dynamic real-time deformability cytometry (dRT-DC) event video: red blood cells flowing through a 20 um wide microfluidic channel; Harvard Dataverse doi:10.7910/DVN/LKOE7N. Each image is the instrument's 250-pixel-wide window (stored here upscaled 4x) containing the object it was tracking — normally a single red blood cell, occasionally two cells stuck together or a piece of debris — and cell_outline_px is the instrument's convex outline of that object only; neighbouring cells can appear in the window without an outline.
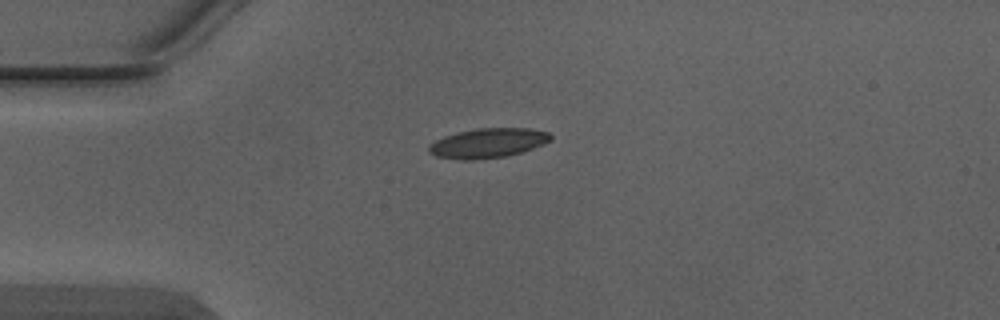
{"species": "Egyptian fruit bat (a non-hibernating species)", "species_latin": "Rousettus aegyptiacus", "temperature_condition": "warm", "stored_images_in_passage": 4, "camera_frame_rate_fps": 3000, "um_per_image_px": 0.085, "animal": {"sex": "male"}, "frame": {"image": 1, "passage_image": 4, "time_ms": 1.0, "image_size_px": [1000, 320], "cell_outline_px": [[552, 140], [544, 144], [508, 156], [472, 160], [460, 160], [436, 156], [428, 152], [428, 148], [436, 140], [444, 136], [476, 128], [528, 128], [548, 132], [552, 136]], "centroid_in_image_um": [41.49, 12.16], "position_along_channel_um": 43.5, "area_um2": 20.92}}